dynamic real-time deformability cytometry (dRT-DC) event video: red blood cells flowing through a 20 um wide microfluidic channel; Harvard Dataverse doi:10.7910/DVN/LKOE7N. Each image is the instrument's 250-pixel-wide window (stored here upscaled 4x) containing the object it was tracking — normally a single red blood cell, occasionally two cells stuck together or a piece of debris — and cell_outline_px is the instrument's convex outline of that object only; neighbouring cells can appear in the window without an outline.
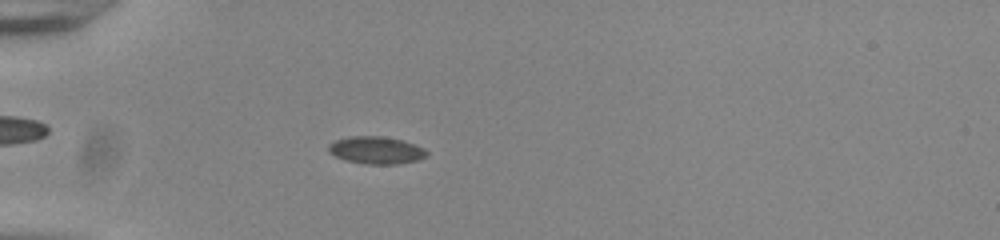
{"species": "common noctule bat (a hibernating species)", "species_latin": "Nyctalus noctula", "temperature_condition": "room temperature", "stored_images_in_passage": 54, "camera_frame_rate_fps": 3000, "um_per_image_px": 0.085, "animal": {"sex": "male", "body_mass_g": 20.0, "forearm_length_mm": 53.3}, "frame": {"image": 1, "passage_image": 17, "time_ms": 5.333, "image_size_px": [1000, 240], "cell_outline_px": [[428, 156], [416, 160], [396, 164], [368, 164], [348, 160], [336, 156], [328, 152], [328, 144], [336, 140], [348, 136], [384, 136], [400, 140], [424, 148], [428, 152]], "centroid_in_image_um": [31.96, 12.76], "position_along_channel_um": 53.0, "area_um2": 15.49}}
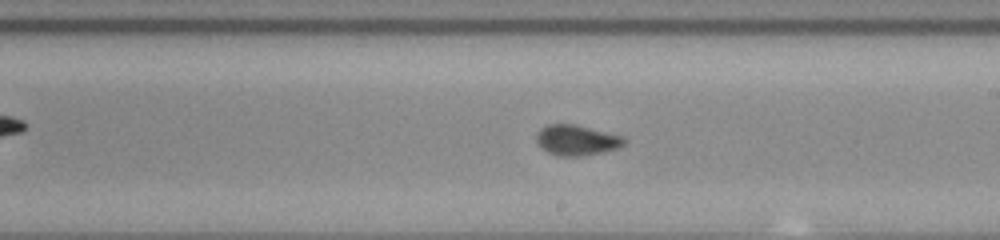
{"frame": {"image": 2, "passage_image": 33, "time_ms": 10.667, "image_size_px": [1000, 240], "cell_outline_px": [[624, 144], [616, 148], [600, 152], [580, 156], [560, 156], [548, 152], [536, 140], [536, 132], [540, 128], [548, 124], [576, 124], [620, 136], [624, 140]], "centroid_in_image_um": [48.95, 11.9], "position_along_channel_um": 240.0, "area_um2": 15.14}}
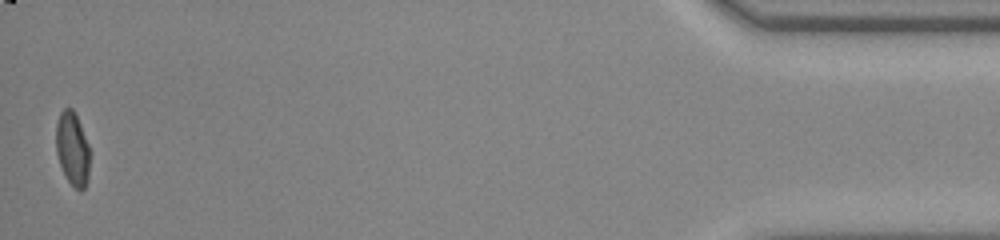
{"frame": {"image": 3, "passage_image": 54, "time_ms": 17.667, "image_size_px": [1000, 240], "cell_outline_px": [[88, 180], [84, 188], [80, 192], [68, 180], [60, 164], [56, 152], [56, 124], [60, 112], [64, 108], [72, 108], [76, 112], [88, 144]], "centroid_in_image_um": [6.15, 12.6], "position_along_channel_um": 429.1, "area_um2": 14.33}}